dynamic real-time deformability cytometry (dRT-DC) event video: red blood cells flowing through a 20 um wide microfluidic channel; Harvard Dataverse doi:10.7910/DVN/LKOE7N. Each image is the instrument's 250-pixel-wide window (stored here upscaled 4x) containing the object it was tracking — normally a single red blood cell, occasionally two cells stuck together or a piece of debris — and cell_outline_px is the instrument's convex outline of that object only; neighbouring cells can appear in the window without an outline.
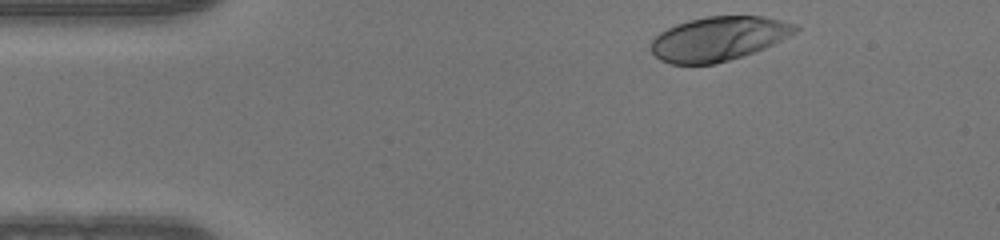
{"species": "human", "species_latin": "Homo sapiens", "temperature_condition": "warm", "stored_images_in_passage": 36, "camera_frame_rate_fps": 3000, "um_per_image_px": 0.085, "donor": {"sex": "male"}, "frame": {"image": 1, "passage_image": 1, "time_ms": 0.0, "image_size_px": [1000, 240], "cell_outline_px": [[800, 28], [796, 32], [764, 48], [716, 64], [672, 64], [660, 60], [652, 52], [648, 44], [660, 32], [676, 24], [688, 20], [708, 16], [764, 16], [796, 24]], "centroid_in_image_um": [61.04, 3.28], "position_along_channel_um": 24.0, "area_um2": 36.99}}
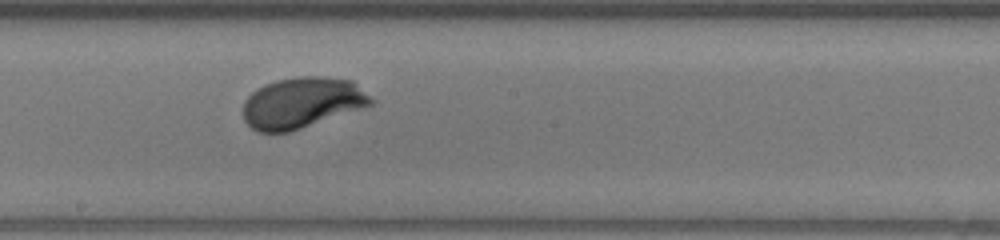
{"frame": {"image": 2, "passage_image": 21, "time_ms": 6.667, "image_size_px": [1000, 240], "cell_outline_px": [[376, 100], [372, 104], [288, 132], [256, 132], [244, 120], [244, 100], [256, 88], [264, 84], [276, 80], [296, 76], [324, 76], [352, 80]], "centroid_in_image_um": [25.65, 8.7], "position_along_channel_um": 222.5, "area_um2": 37.74}}
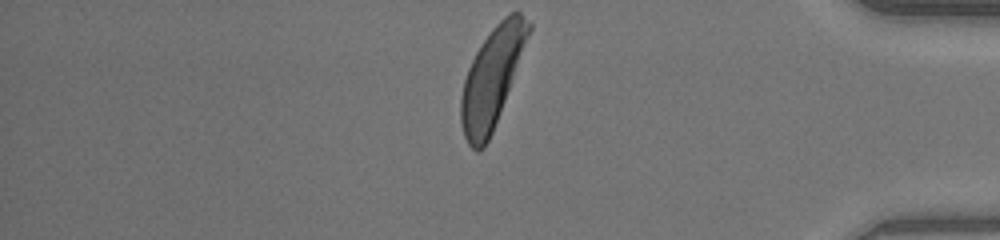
{"frame": {"image": 3, "passage_image": 36, "time_ms": 11.667, "image_size_px": [1000, 240], "cell_outline_px": [[532, 28], [492, 132], [484, 148], [476, 152], [468, 144], [464, 136], [460, 124], [460, 96], [464, 80], [468, 68], [476, 52], [492, 28], [508, 12], [520, 12], [532, 24]], "centroid_in_image_um": [41.79, 6.61], "position_along_channel_um": 393.4, "area_um2": 38.55}}